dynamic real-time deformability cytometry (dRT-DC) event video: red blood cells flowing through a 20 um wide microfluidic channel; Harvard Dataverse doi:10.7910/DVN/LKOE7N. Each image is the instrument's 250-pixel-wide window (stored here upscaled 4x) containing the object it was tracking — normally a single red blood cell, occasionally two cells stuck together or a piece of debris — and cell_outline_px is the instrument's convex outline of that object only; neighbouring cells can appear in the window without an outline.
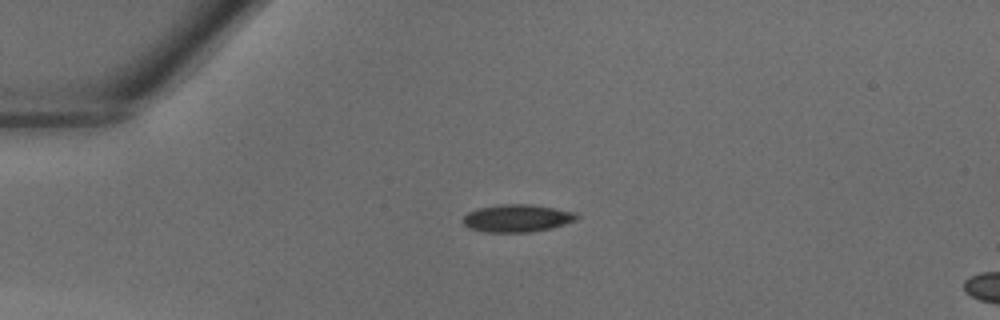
{"species": "common noctule bat (a hibernating species)", "species_latin": "Nyctalus noctula", "temperature_condition": "warm", "stored_images_in_passage": 4, "camera_frame_rate_fps": 3000, "um_per_image_px": 0.085, "animal": {"sex": "male", "body_mass_g": 18.8}, "frame": {"image": 1, "passage_image": 1, "time_ms": 0.0, "image_size_px": [1000, 320], "cell_outline_px": [[580, 216], [576, 220], [552, 228], [532, 232], [484, 232], [468, 228], [464, 224], [464, 216], [468, 212], [476, 208], [500, 204], [532, 204], [576, 212]], "centroid_in_image_um": [43.96, 18.54], "position_along_channel_um": 41.0, "area_um2": 18.44}}